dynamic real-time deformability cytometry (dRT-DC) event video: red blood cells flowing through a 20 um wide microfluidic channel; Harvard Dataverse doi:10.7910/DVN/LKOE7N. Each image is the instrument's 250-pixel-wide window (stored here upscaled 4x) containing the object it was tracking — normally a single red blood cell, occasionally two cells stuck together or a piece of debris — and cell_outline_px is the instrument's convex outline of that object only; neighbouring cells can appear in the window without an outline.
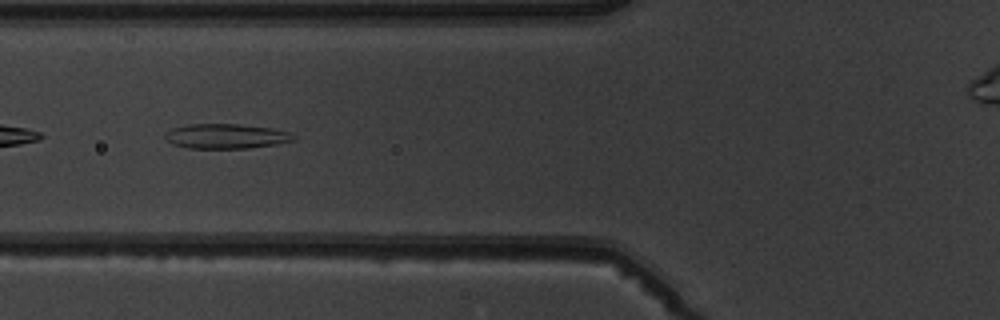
{"species": "common noctule bat (a hibernating species)", "species_latin": "Nyctalus noctula", "temperature_condition": "warm", "stored_images_in_passage": 8, "segment_of_instrument_passage": [1, 2], "camera_frame_rate_fps": 3000, "um_per_image_px": 0.085, "animal": {"sex": "male", "body_mass_g": 19.5, "forearm_length_mm": 54.6}, "frame": {"image": 1, "passage_image": 5, "time_ms": 5.0, "image_size_px": [1000, 320], "cell_outline_px": [[296, 140], [276, 144], [248, 148], [188, 148], [172, 144], [164, 136], [172, 128], [188, 124], [240, 124], [272, 128], [288, 132], [296, 136]], "centroid_in_image_um": [19.24, 11.57], "position_along_channel_um": 106.6, "area_um2": 18.5}}
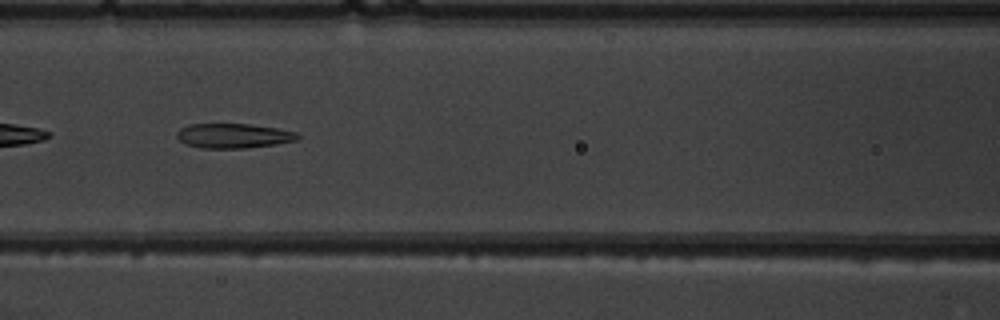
{"frame": {"image": 2, "passage_image": 6, "time_ms": 6.0, "image_size_px": [1000, 320], "cell_outline_px": [[300, 140], [276, 144], [244, 148], [200, 148], [188, 144], [180, 140], [176, 136], [176, 132], [180, 128], [188, 124], [248, 124], [276, 128], [296, 132], [300, 136]], "centroid_in_image_um": [19.85, 11.54], "position_along_channel_um": 146.7, "area_um2": 17.34}}
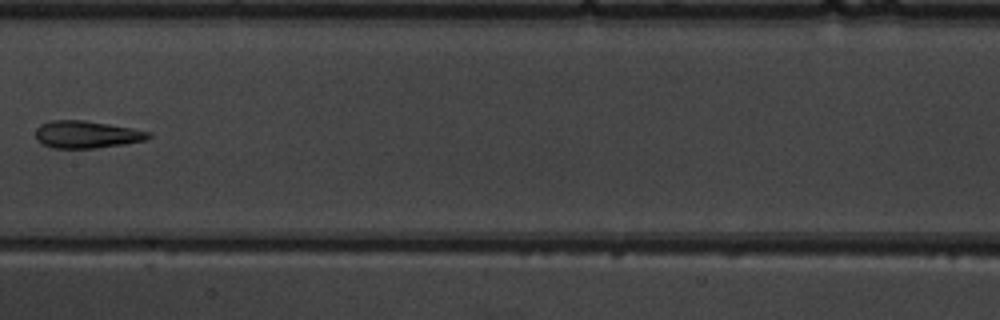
{"frame": {"image": 3, "passage_image": 7, "time_ms": 7.333, "image_size_px": [1000, 320], "cell_outline_px": [[152, 136], [144, 140], [124, 144], [96, 148], [52, 148], [40, 144], [36, 140], [36, 128], [40, 124], [52, 120], [84, 120], [108, 124], [148, 132]], "centroid_in_image_um": [7.28, 11.44], "position_along_channel_um": 200.1, "area_um2": 17.86}}